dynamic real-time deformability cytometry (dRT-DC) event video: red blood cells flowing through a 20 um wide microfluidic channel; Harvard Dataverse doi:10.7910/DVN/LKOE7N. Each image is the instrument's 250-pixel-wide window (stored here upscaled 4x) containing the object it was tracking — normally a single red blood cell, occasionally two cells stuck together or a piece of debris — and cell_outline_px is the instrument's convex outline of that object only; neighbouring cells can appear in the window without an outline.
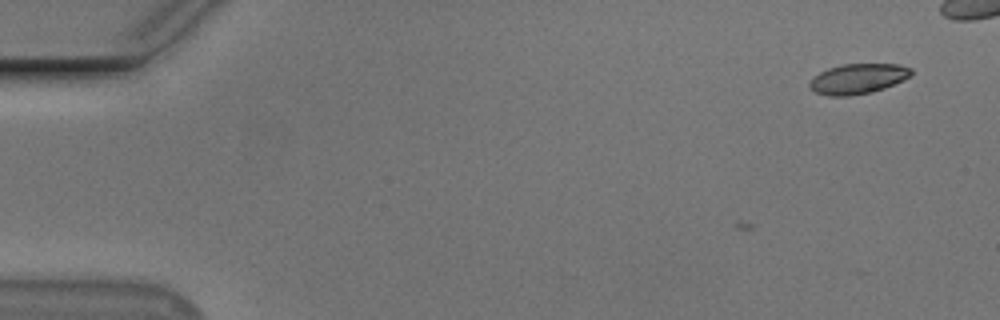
{"species": "Egyptian fruit bat (a non-hibernating species)", "species_latin": "Rousettus aegyptiacus", "temperature_condition": "cold", "stored_images_in_passage": 3, "camera_frame_rate_fps": 3000, "um_per_image_px": 0.085, "animal": {"sex": "male"}, "frame": {"image": 1, "passage_image": 3, "time_ms": 0.667, "image_size_px": [1000, 320], "cell_outline_px": [[912, 76], [884, 88], [872, 92], [848, 96], [828, 96], [816, 92], [808, 88], [808, 84], [820, 72], [828, 68], [840, 64], [900, 64], [912, 68]], "centroid_in_image_um": [72.94, 6.69], "position_along_channel_um": 12.1, "area_um2": 17.92}}